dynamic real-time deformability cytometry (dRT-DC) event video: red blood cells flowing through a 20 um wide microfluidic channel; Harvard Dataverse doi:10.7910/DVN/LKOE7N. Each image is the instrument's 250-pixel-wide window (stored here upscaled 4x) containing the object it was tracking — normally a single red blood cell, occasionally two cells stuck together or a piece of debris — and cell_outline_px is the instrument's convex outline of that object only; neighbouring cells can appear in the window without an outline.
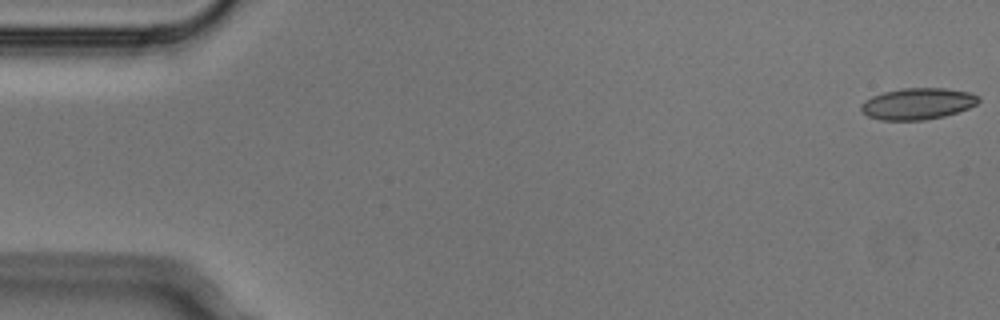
{"species": "Egyptian fruit bat (a non-hibernating species)", "species_latin": "Rousettus aegyptiacus", "temperature_condition": "cold", "stored_images_in_passage": 4, "camera_frame_rate_fps": 3000, "um_per_image_px": 0.085, "animal": {"sex": "male"}, "frame": {"image": 1, "passage_image": 1, "time_ms": 0.0, "image_size_px": [1000, 320], "cell_outline_px": [[980, 100], [976, 104], [968, 108], [944, 116], [924, 120], [880, 120], [868, 116], [860, 108], [860, 104], [864, 100], [872, 96], [884, 92], [900, 88], [944, 88], [968, 92], [980, 96]], "centroid_in_image_um": [77.98, 8.81], "position_along_channel_um": 7.0, "area_um2": 21.5}}